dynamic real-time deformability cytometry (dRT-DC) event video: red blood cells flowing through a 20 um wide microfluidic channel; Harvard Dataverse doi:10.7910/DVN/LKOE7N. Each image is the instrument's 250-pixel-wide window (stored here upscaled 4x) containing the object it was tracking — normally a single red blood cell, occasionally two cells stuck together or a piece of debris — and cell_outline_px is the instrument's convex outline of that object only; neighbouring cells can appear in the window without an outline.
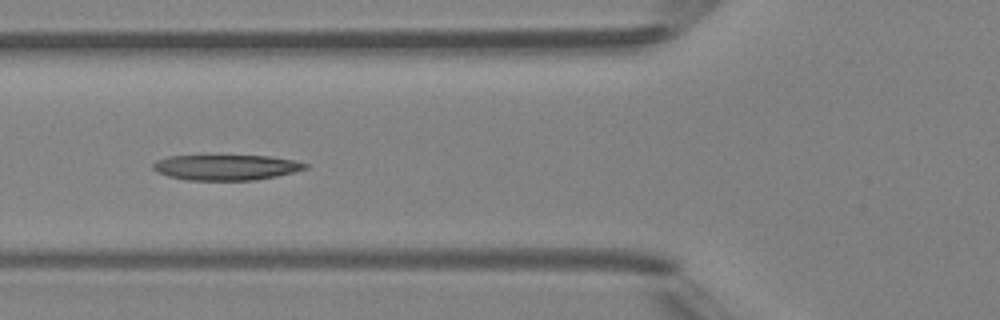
{"species": "Egyptian fruit bat (a non-hibernating species)", "species_latin": "Rousettus aegyptiacus", "temperature_condition": "room temperature", "stored_images_in_passage": 6, "camera_frame_rate_fps": 3000, "um_per_image_px": 0.085, "animal": {"sex": "female"}, "frame": {"image": 1, "passage_image": 6, "time_ms": 5.667, "image_size_px": [1000, 320], "cell_outline_px": [[308, 168], [276, 176], [252, 180], [188, 180], [168, 176], [152, 168], [152, 164], [156, 160], [168, 156], [268, 156], [296, 160], [308, 164]], "centroid_in_image_um": [19.22, 14.22], "position_along_channel_um": 106.6, "area_um2": 22.37}}